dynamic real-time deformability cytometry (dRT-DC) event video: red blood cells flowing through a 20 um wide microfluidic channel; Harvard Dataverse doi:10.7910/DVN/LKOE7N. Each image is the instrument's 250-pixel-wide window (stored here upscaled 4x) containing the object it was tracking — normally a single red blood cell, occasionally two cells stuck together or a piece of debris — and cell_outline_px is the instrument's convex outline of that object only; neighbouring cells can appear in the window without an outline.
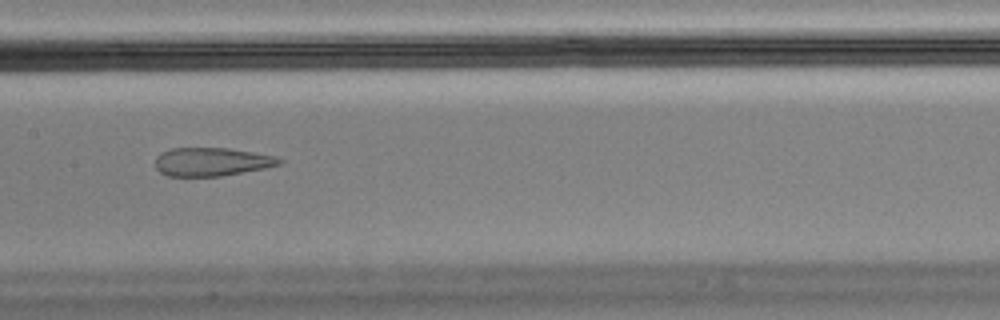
{"species": "Egyptian fruit bat (a non-hibernating species)", "species_latin": "Rousettus aegyptiacus", "temperature_condition": "cold", "stored_images_in_passage": 14, "camera_frame_rate_fps": 3000, "um_per_image_px": 0.085, "animal": {"sex": "male"}, "frame": {"image": 1, "passage_image": 7, "time_ms": 2.0, "image_size_px": [1000, 320], "cell_outline_px": [[284, 160], [280, 164], [264, 168], [220, 176], [168, 176], [160, 172], [156, 168], [156, 156], [160, 152], [172, 148], [228, 148], [276, 156]], "centroid_in_image_um": [17.97, 13.75], "position_along_channel_um": 189.4, "area_um2": 20.46}}